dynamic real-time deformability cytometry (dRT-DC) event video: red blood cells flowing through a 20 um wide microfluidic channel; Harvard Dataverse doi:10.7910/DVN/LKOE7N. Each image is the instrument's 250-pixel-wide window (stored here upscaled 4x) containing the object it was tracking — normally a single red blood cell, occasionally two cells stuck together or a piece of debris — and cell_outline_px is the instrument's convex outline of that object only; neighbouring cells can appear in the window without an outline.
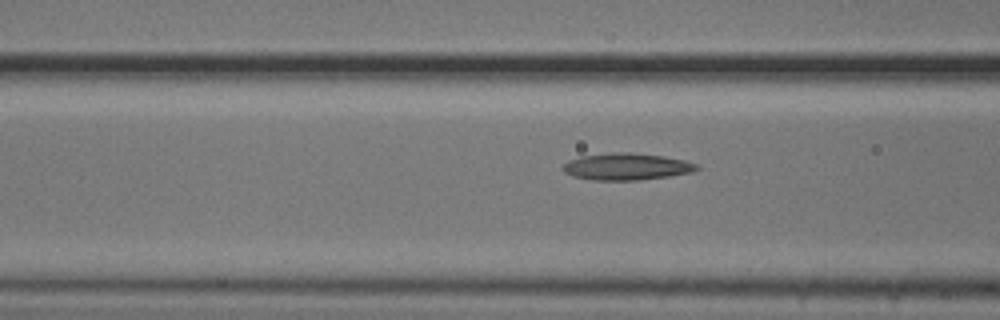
{"species": "common noctule bat (a hibernating species)", "species_latin": "Nyctalus noctula", "temperature_condition": "cold", "stored_images_in_passage": 13, "camera_frame_rate_fps": 3000, "um_per_image_px": 0.085, "animal": {"sex": "male", "body_mass_g": 20.5, "forearm_length_mm": 52.5}, "frame": {"image": 1, "passage_image": 11, "time_ms": 3.333, "image_size_px": [1000, 320], "cell_outline_px": [[700, 168], [692, 172], [668, 176], [636, 180], [592, 180], [572, 176], [564, 172], [560, 168], [568, 160], [580, 156], [612, 152], [628, 152], [664, 156], [684, 160], [696, 164]], "centroid_in_image_um": [53.21, 14.16], "position_along_channel_um": 113.4, "area_um2": 20.98}}